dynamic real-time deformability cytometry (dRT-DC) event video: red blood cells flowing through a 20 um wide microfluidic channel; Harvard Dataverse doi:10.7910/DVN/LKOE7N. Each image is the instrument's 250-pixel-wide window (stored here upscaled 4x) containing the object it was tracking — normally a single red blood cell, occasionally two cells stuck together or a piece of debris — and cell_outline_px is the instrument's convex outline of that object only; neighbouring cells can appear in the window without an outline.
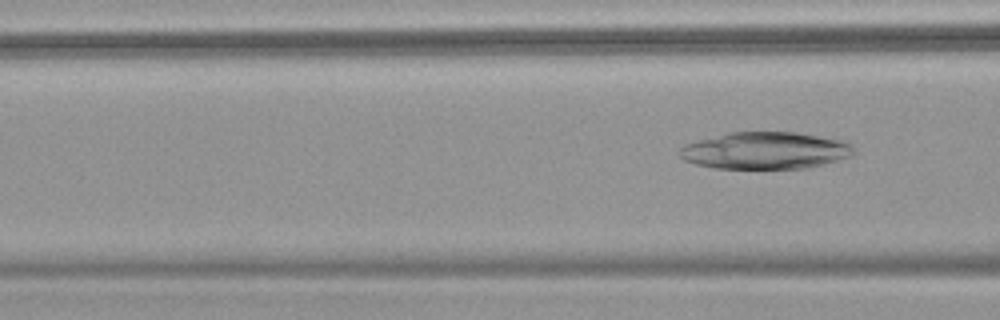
{"species": "common noctule bat (a hibernating species)", "species_latin": "Nyctalus noctula", "temperature_condition": "warm", "stored_images_in_passage": 7, "camera_frame_rate_fps": 3000, "um_per_image_px": 0.085, "animal": {"sex": "female", "body_mass_g": 18.4}, "frame": {"image": 1, "passage_image": 7, "time_ms": 2.0, "image_size_px": [1000, 320], "cell_outline_px": [[852, 152], [848, 156], [836, 160], [804, 168], [716, 168], [696, 164], [684, 160], [680, 156], [680, 148], [684, 144], [732, 132], [796, 132], [820, 136], [840, 140], [852, 144]], "centroid_in_image_um": [65.01, 12.79], "position_along_channel_um": 101.6, "area_um2": 36.88}}